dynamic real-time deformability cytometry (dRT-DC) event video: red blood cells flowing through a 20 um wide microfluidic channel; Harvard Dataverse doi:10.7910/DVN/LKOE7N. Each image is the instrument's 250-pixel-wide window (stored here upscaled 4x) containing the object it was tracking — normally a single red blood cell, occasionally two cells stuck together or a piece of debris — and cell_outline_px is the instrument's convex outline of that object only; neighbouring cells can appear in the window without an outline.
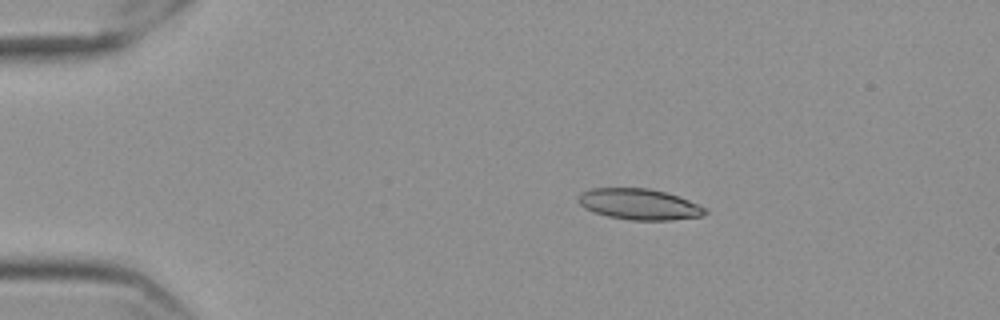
{"species": "Egyptian fruit bat (a non-hibernating species)", "species_latin": "Rousettus aegyptiacus", "temperature_condition": "cold", "stored_images_in_passage": 56, "camera_frame_rate_fps": 3000, "um_per_image_px": 0.085, "frame": {"image": 1, "passage_image": 10, "time_ms": 3.0, "image_size_px": [1000, 320], "cell_outline_px": [[708, 212], [700, 216], [672, 220], [632, 220], [608, 216], [584, 208], [576, 200], [580, 192], [592, 188], [648, 188], [668, 192], [688, 200], [704, 208]], "centroid_in_image_um": [54.29, 17.35], "position_along_channel_um": 30.7, "area_um2": 22.77}}
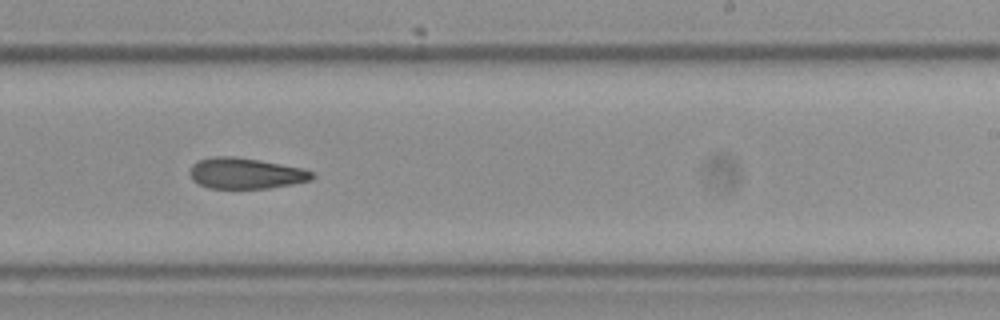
{"frame": {"image": 2, "passage_image": 35, "time_ms": 11.333, "image_size_px": [1000, 320], "cell_outline_px": [[316, 176], [312, 180], [292, 184], [268, 188], [208, 188], [192, 180], [188, 172], [192, 164], [196, 160], [212, 156], [236, 156], [260, 160], [304, 168], [312, 172]], "centroid_in_image_um": [20.86, 14.72], "position_along_channel_um": 268.1, "area_um2": 22.31}}
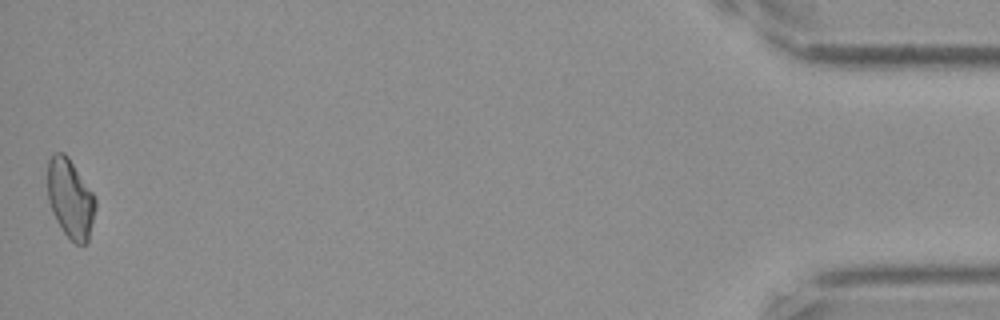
{"frame": {"image": 3, "passage_image": 56, "time_ms": 18.333, "image_size_px": [1000, 320], "cell_outline_px": [[96, 208], [88, 240], [84, 244], [76, 244], [64, 232], [56, 220], [52, 212], [48, 200], [48, 160], [52, 152], [64, 152], [68, 156], [92, 192], [96, 200]], "centroid_in_image_um": [5.97, 16.85], "position_along_channel_um": 429.2, "area_um2": 21.96}, "authors_computed_cell_mechanics": {"area_um2": 22.6287, "velocity_mm_per_s": 3.5668, "shape_relaxation_time_tau1_ms": null, "shape_relaxation_time_tau2_ms": 8.035, "deformation_change_tau1": null, "deformation_change_tau2": 0.1691}}